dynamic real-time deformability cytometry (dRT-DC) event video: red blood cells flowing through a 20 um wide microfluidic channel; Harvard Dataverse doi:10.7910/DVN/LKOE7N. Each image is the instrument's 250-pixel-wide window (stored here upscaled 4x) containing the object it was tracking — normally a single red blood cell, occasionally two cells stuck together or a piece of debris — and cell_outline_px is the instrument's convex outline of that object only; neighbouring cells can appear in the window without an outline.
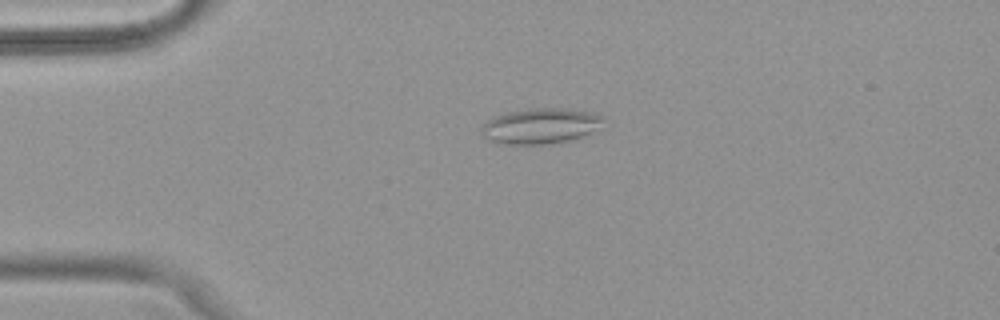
{"species": "common noctule bat (a hibernating species)", "species_latin": "Nyctalus noctula", "temperature_condition": "warm", "stored_images_in_passage": 51, "camera_frame_rate_fps": 3000, "um_per_image_px": 0.085, "animal": {"sex": "female", "body_mass_g": 18.4}, "frame": {"image": 1, "passage_image": 12, "time_ms": 3.667, "image_size_px": [1000, 320], "cell_outline_px": [[604, 120], [600, 128], [592, 132], [572, 140], [552, 144], [500, 144], [484, 136], [480, 128], [488, 120], [496, 116], [508, 112], [528, 108], [564, 108], [592, 112], [604, 116]], "centroid_in_image_um": [46.0, 10.7], "position_along_channel_um": 39.0, "area_um2": 25.37}}
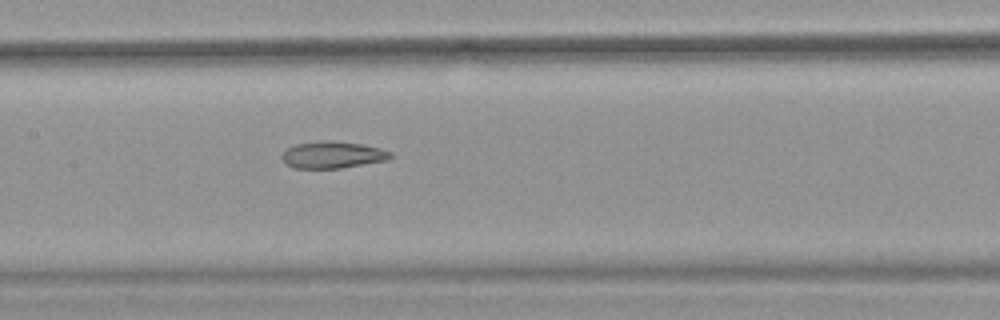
{"frame": {"image": 2, "passage_image": 25, "time_ms": 8.0, "image_size_px": [1000, 320], "cell_outline_px": [[392, 156], [388, 160], [340, 168], [292, 168], [284, 164], [280, 156], [288, 148], [296, 144], [328, 140], [360, 144], [380, 148], [392, 152]], "centroid_in_image_um": [28.25, 13.17], "position_along_channel_um": 179.2, "area_um2": 16.94}}
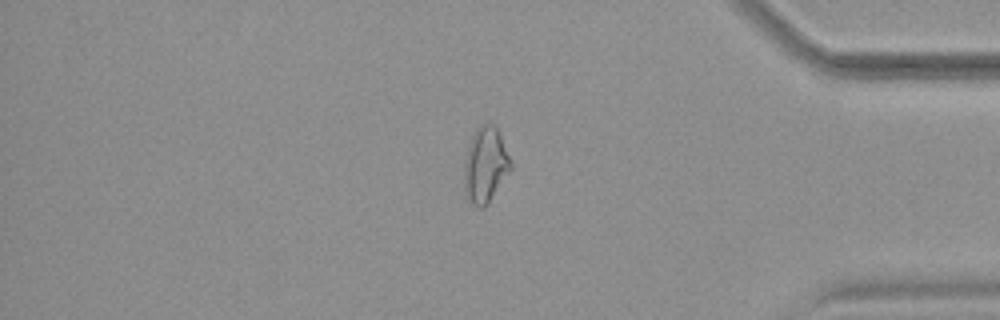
{"frame": {"image": 3, "passage_image": 43, "time_ms": 14.0, "image_size_px": [1000, 320], "cell_outline_px": [[512, 168], [488, 204], [484, 208], [476, 208], [472, 204], [468, 196], [464, 180], [464, 160], [472, 132], [480, 124], [492, 124], [500, 132], [512, 164]], "centroid_in_image_um": [41.26, 14.0], "position_along_channel_um": 393.9, "area_um2": 20.58}, "authors_computed_cell_mechanics": {"area_um2": 20.5768, "velocity_mm_per_s": 3.9966, "shape_relaxation_time_tau1_ms": null, "shape_relaxation_time_tau2_ms": 3.2232, "deformation_change_tau1": null, "deformation_change_tau2": 0.1032}}